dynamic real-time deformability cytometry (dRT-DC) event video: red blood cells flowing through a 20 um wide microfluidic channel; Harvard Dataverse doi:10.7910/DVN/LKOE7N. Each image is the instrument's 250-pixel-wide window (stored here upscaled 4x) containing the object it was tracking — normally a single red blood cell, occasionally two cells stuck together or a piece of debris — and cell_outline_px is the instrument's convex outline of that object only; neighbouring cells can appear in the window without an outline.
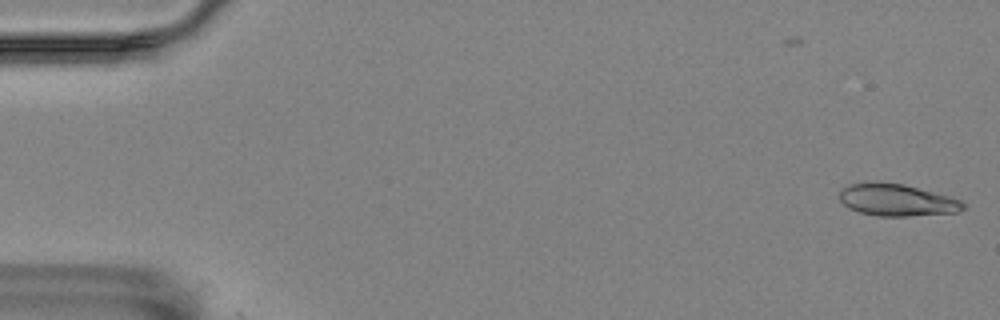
{"species": "Egyptian fruit bat (a non-hibernating species)", "species_latin": "Rousettus aegyptiacus", "temperature_condition": "room temperature", "stored_images_in_passage": 3, "camera_frame_rate_fps": 3000, "um_per_image_px": 0.085, "animal": {"sex": "female"}, "frame": {"image": 1, "passage_image": 3, "time_ms": 0.667, "image_size_px": [1000, 320], "cell_outline_px": [[968, 208], [960, 212], [908, 216], [880, 216], [860, 212], [848, 208], [840, 200], [840, 192], [848, 184], [872, 180], [876, 180], [904, 184], [964, 200]], "centroid_in_image_um": [76.28, 16.98], "position_along_channel_um": 8.7, "area_um2": 23.58}}